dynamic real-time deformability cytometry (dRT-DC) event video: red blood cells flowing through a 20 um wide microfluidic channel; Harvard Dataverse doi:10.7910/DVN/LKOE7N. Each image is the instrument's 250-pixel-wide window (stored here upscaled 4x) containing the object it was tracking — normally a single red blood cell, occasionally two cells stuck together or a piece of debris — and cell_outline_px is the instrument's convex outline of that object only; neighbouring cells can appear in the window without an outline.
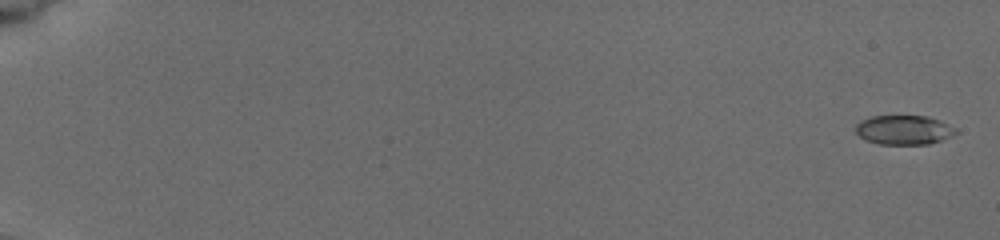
{"species": "common noctule bat (a hibernating species)", "species_latin": "Nyctalus noctula", "temperature_condition": "cold", "stored_images_in_passage": 8, "camera_frame_rate_fps": 3000, "um_per_image_px": 0.085, "animal": {"sex": "female", "body_mass_g": 19.5, "forearm_length_mm": 54.1}, "frame": {"image": 1, "passage_image": 1, "time_ms": 0.0, "image_size_px": [1000, 240], "cell_outline_px": [[960, 132], [952, 136], [928, 144], [880, 144], [864, 140], [856, 132], [856, 124], [872, 116], [928, 116], [940, 120], [956, 128]], "centroid_in_image_um": [76.87, 11.04], "position_along_channel_um": 8.1, "area_um2": 17.11}}
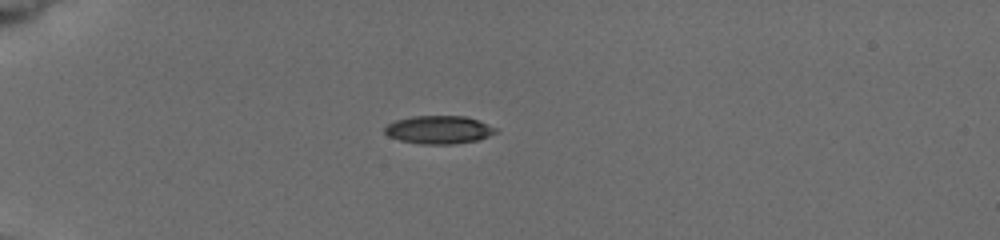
{"frame": {"image": 2, "passage_image": 6, "time_ms": 5.333, "image_size_px": [1000, 240], "cell_outline_px": [[496, 132], [488, 136], [476, 140], [452, 144], [420, 144], [400, 140], [388, 136], [384, 132], [384, 128], [388, 124], [396, 120], [412, 116], [464, 116], [480, 120], [496, 128]], "centroid_in_image_um": [37.28, 11.02], "position_along_channel_um": 47.7, "area_um2": 18.09}}